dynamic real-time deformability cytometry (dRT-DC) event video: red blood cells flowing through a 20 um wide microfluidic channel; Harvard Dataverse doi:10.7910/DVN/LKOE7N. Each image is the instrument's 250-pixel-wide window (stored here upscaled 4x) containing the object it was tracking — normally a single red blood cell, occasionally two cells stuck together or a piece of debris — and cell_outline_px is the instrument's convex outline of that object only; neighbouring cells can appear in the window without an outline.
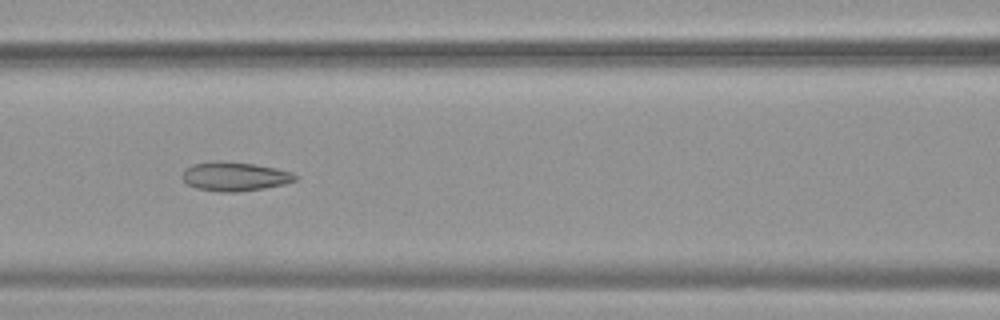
{"species": "common noctule bat (a hibernating species)", "species_latin": "Nyctalus noctula", "temperature_condition": "warm", "stored_images_in_passage": 34, "camera_frame_rate_fps": 3000, "um_per_image_px": 0.085, "animal": {"sex": "female", "body_mass_g": 19.9}, "frame": {"image": 1, "passage_image": 10, "time_ms": 3.0, "image_size_px": [1000, 320], "cell_outline_px": [[300, 176], [296, 180], [284, 184], [264, 188], [236, 192], [220, 192], [196, 188], [188, 184], [180, 176], [184, 168], [192, 164], [216, 160], [256, 164], [276, 168], [292, 172]], "centroid_in_image_um": [19.94, 14.99], "position_along_channel_um": 146.7, "area_um2": 19.36}}
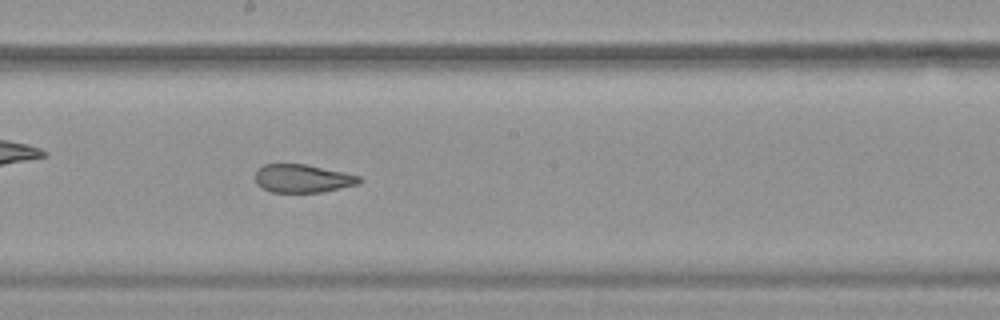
{"frame": {"image": 2, "passage_image": 16, "time_ms": 5.0, "image_size_px": [1000, 320], "cell_outline_px": [[364, 180], [360, 184], [320, 192], [272, 192], [260, 188], [256, 184], [256, 168], [264, 164], [304, 164], [344, 172], [360, 176]], "centroid_in_image_um": [25.72, 15.17], "position_along_channel_um": 222.5, "area_um2": 17.22}}
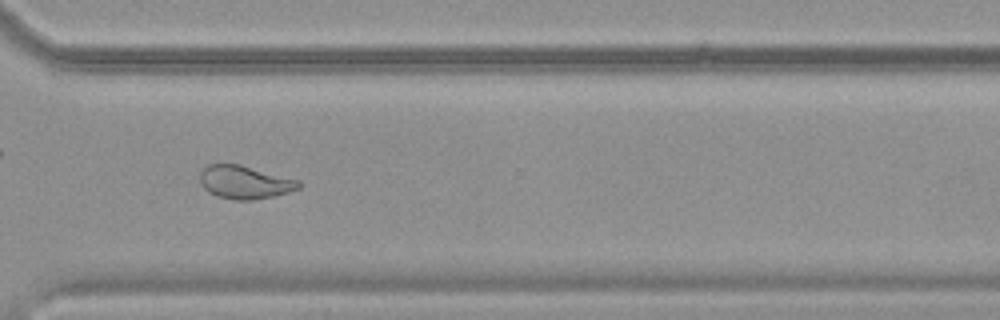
{"frame": {"image": 3, "passage_image": 26, "time_ms": 8.333, "image_size_px": [1000, 320], "cell_outline_px": [[304, 184], [300, 188], [288, 192], [272, 196], [252, 200], [232, 200], [216, 196], [208, 192], [200, 184], [200, 172], [208, 164], [240, 164], [300, 180]], "centroid_in_image_um": [20.81, 15.49], "position_along_channel_um": 349.8, "area_um2": 19.31}}